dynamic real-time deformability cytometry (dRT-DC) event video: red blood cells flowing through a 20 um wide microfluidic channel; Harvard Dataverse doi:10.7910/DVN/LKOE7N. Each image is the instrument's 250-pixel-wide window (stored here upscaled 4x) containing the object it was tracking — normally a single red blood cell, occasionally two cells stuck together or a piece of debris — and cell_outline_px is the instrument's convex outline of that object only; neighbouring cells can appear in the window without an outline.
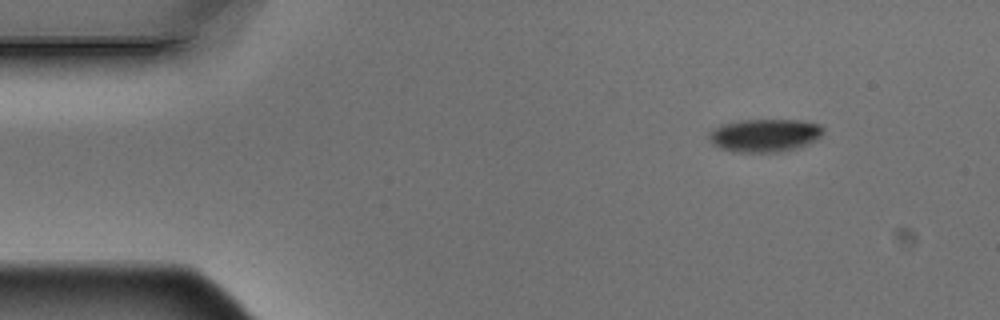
{"species": "Egyptian fruit bat (a non-hibernating species)", "species_latin": "Rousettus aegyptiacus", "temperature_condition": "warm", "stored_images_in_passage": 4, "camera_frame_rate_fps": 3000, "um_per_image_px": 0.085, "animal": {"sex": "male"}, "frame": {"image": 1, "passage_image": 1, "time_ms": 0.0, "image_size_px": [1000, 320], "cell_outline_px": [[824, 132], [816, 140], [796, 148], [776, 152], [736, 152], [720, 148], [712, 144], [708, 136], [720, 124], [740, 120], [804, 120], [820, 124], [824, 128]], "centroid_in_image_um": [65.02, 11.49], "position_along_channel_um": 20.0, "area_um2": 21.96}}
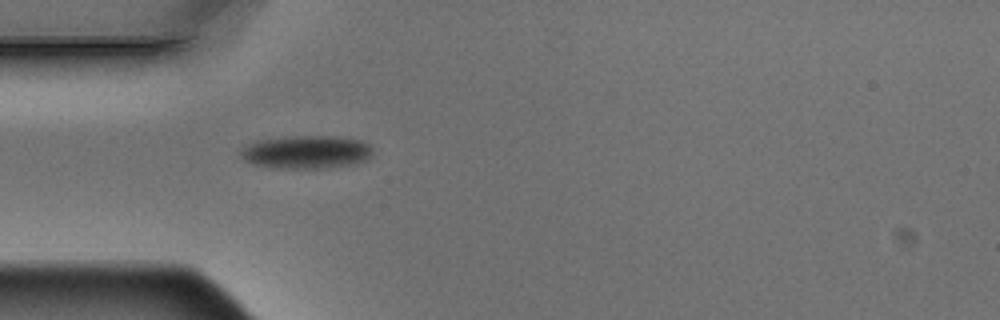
{"frame": {"image": 2, "passage_image": 4, "time_ms": 1.0, "image_size_px": [1000, 320], "cell_outline_px": [[372, 156], [368, 160], [356, 164], [332, 168], [276, 168], [252, 164], [244, 160], [240, 156], [240, 152], [248, 144], [256, 140], [296, 136], [340, 136], [360, 140], [368, 144], [372, 148]], "centroid_in_image_um": [26.09, 12.93], "position_along_channel_um": 58.9, "area_um2": 25.84}}